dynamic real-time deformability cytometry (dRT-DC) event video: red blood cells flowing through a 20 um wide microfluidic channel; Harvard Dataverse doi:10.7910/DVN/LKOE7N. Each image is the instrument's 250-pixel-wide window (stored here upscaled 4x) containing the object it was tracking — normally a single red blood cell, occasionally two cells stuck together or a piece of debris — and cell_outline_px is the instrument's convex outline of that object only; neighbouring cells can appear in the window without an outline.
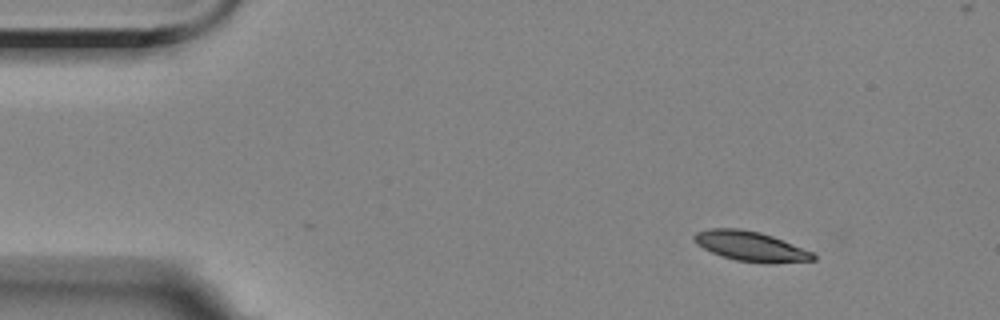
{"species": "Egyptian fruit bat (a non-hibernating species)", "species_latin": "Rousettus aegyptiacus", "temperature_condition": "room temperature", "stored_images_in_passage": 8, "camera_frame_rate_fps": 3000, "um_per_image_px": 0.085, "animal": {"sex": "female"}, "frame": {"image": 1, "passage_image": 1, "time_ms": 0.0, "image_size_px": [1000, 320], "cell_outline_px": [[816, 260], [736, 260], [712, 252], [696, 244], [692, 236], [696, 232], [712, 228], [740, 228], [760, 232], [772, 236], [812, 252], [816, 256]], "centroid_in_image_um": [63.69, 20.86], "position_along_channel_um": 21.3, "area_um2": 19.42}}
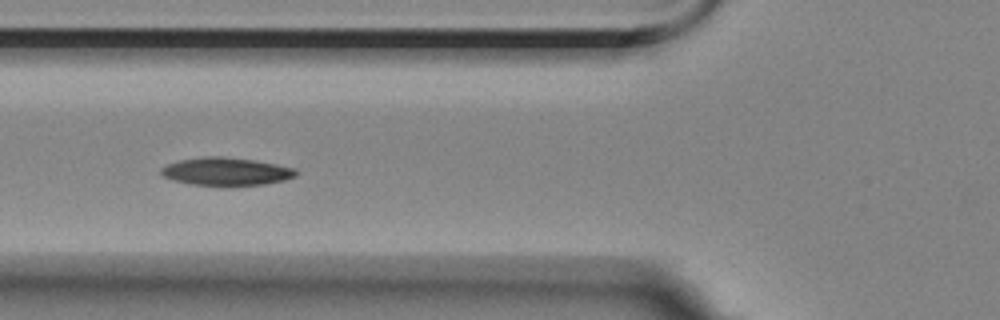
{"frame": {"image": 2, "passage_image": 5, "time_ms": 4.667, "image_size_px": [1000, 320], "cell_outline_px": [[296, 176], [284, 180], [264, 184], [224, 188], [188, 184], [172, 180], [164, 176], [160, 172], [160, 168], [168, 164], [180, 160], [204, 156], [220, 156], [256, 160], [296, 168]], "centroid_in_image_um": [19.21, 14.61], "position_along_channel_um": 106.6, "area_um2": 22.66}}
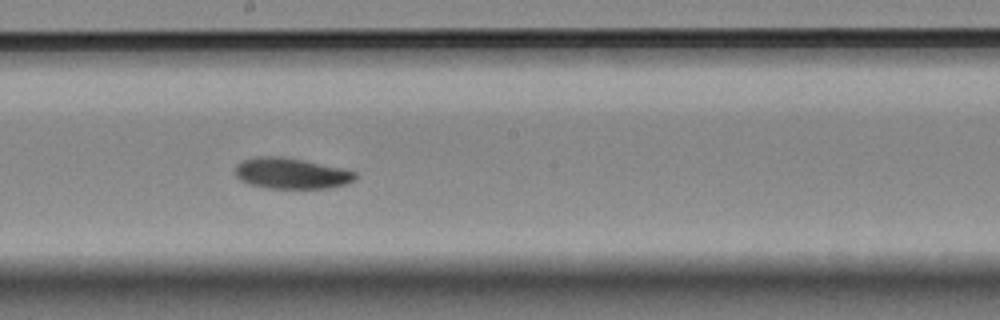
{"frame": {"image": 3, "passage_image": 8, "time_ms": 8.0, "image_size_px": [1000, 320], "cell_outline_px": [[356, 180], [344, 184], [328, 188], [264, 188], [248, 184], [240, 180], [236, 176], [236, 164], [252, 156], [280, 156], [304, 160], [340, 168], [356, 172]], "centroid_in_image_um": [24.71, 14.73], "position_along_channel_um": 223.5, "area_um2": 21.62}}